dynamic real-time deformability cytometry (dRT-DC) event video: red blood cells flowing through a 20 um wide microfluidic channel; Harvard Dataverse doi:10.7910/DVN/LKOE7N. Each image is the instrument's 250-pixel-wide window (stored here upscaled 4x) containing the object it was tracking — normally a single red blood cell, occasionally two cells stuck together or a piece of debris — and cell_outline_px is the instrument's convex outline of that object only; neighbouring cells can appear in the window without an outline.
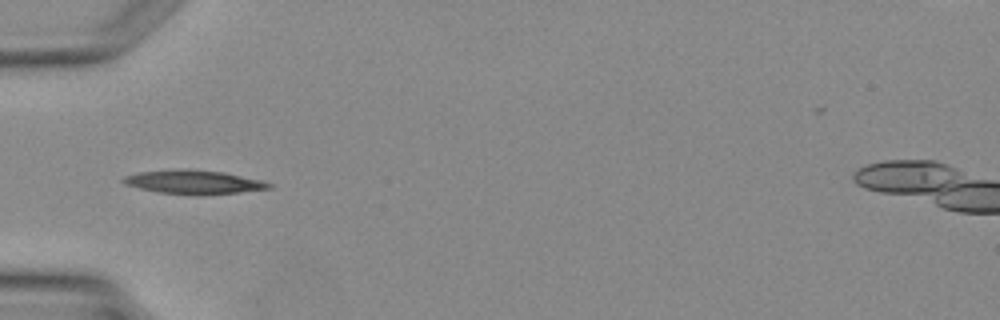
{"species": "Egyptian fruit bat (a non-hibernating species)", "species_latin": "Rousettus aegyptiacus", "temperature_condition": "warm", "stored_images_in_passage": 1, "camera_frame_rate_fps": 3000, "um_per_image_px": 0.085, "animal": {"sex": "female"}, "frame": {"image": 1, "passage_image": 1, "time_ms": 0.0, "image_size_px": [1000, 320], "cell_outline_px": [[272, 188], [236, 192], [160, 192], [140, 188], [124, 184], [120, 180], [124, 176], [140, 172], [180, 168], [220, 172], [260, 180], [272, 184]], "centroid_in_image_um": [16.38, 15.42], "position_along_channel_um": 68.6, "area_um2": 18.9}}